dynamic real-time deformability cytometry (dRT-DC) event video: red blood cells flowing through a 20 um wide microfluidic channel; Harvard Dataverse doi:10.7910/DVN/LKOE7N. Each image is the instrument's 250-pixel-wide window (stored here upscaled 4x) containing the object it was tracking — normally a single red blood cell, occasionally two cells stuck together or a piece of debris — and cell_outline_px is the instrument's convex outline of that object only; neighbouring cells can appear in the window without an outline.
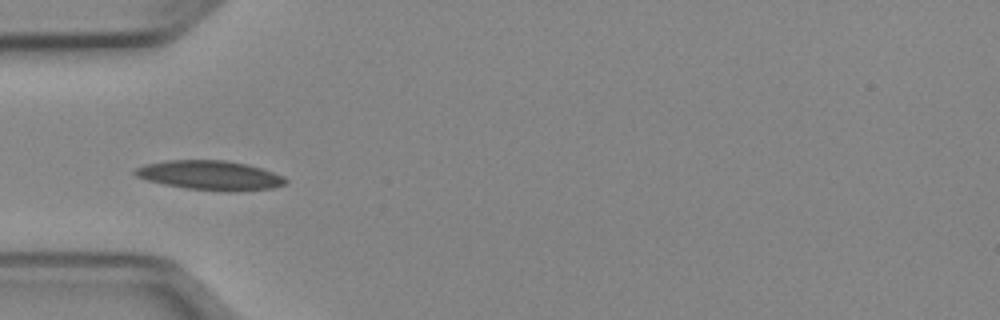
{"species": "Egyptian fruit bat (a non-hibernating species)", "species_latin": "Rousettus aegyptiacus", "temperature_condition": "cold", "stored_images_in_passage": 37, "camera_frame_rate_fps": 3000, "um_per_image_px": 0.085, "animal": {"sex": "female"}, "frame": {"image": 1, "passage_image": 11, "time_ms": 3.333, "image_size_px": [1000, 320], "cell_outline_px": [[288, 180], [284, 184], [272, 188], [228, 192], [224, 192], [188, 188], [164, 184], [148, 180], [136, 176], [132, 172], [136, 168], [144, 164], [164, 160], [228, 160], [248, 164], [284, 176]], "centroid_in_image_um": [17.85, 14.89], "position_along_channel_um": 67.2, "area_um2": 25.84}, "authors_computed_cell_mechanics": {"area_um2": 23.3512, "velocity_mm_per_s": 3.955, "shape_relaxation_time_tau1_ms": 7.2983, "shape_relaxation_time_tau2_ms": null, "deformation_change_tau1": 0.1356, "deformation_change_tau2": null}}